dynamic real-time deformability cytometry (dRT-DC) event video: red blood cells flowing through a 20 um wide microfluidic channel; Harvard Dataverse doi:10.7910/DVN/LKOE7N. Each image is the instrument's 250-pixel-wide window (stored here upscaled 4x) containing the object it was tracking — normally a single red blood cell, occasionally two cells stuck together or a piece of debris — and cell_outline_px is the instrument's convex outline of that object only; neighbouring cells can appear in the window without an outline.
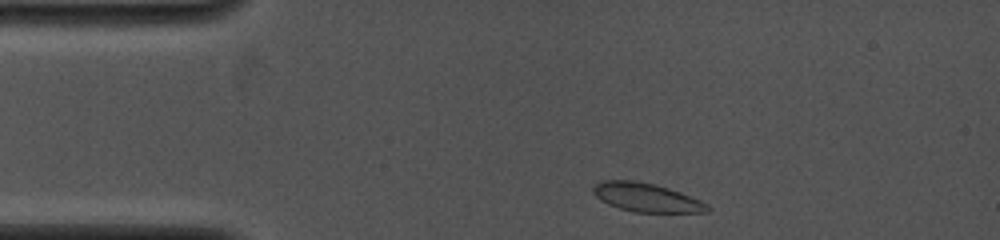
{"species": "common noctule bat (a hibernating species)", "species_latin": "Nyctalus noctula", "temperature_condition": "cold", "stored_images_in_passage": 54, "camera_frame_rate_fps": 4000, "um_per_image_px": 0.085, "animal": {"sex": "female", "body_mass_g": 19.0, "forearm_length_mm": 53.3}, "frame": {"image": 1, "passage_image": 2, "time_ms": 0.25, "image_size_px": [1000, 240], "cell_outline_px": [[712, 208], [708, 212], [636, 212], [620, 208], [608, 204], [600, 200], [592, 192], [592, 188], [600, 180], [632, 180], [656, 184], [680, 192], [700, 200], [708, 204]], "centroid_in_image_um": [54.94, 16.78], "position_along_channel_um": 30.1, "area_um2": 19.13}}
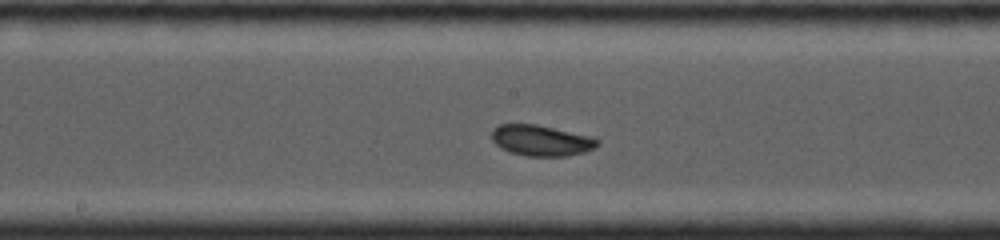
{"frame": {"image": 2, "passage_image": 28, "time_ms": 5.5, "image_size_px": [1000, 240], "cell_outline_px": [[600, 144], [596, 148], [584, 152], [568, 156], [528, 156], [508, 152], [500, 148], [492, 140], [492, 128], [500, 124], [536, 124], [596, 136], [600, 140]], "centroid_in_image_um": [46.06, 11.93], "position_along_channel_um": 202.1, "area_um2": 19.48}}
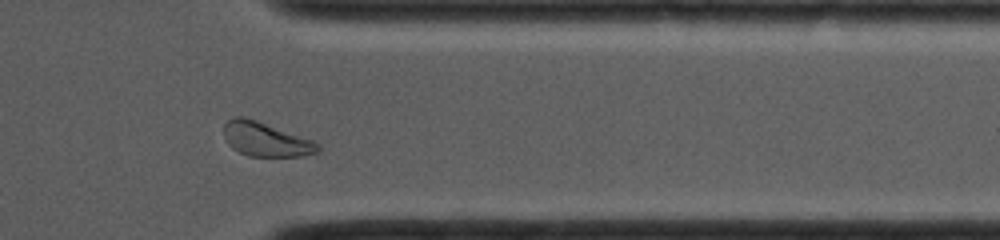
{"frame": {"image": 3, "passage_image": 49, "time_ms": 10.0, "image_size_px": [1000, 240], "cell_outline_px": [[320, 152], [304, 156], [248, 156], [232, 148], [228, 144], [224, 136], [224, 124], [228, 120], [236, 116], [244, 116], [316, 140], [320, 144]], "centroid_in_image_um": [22.64, 11.84], "position_along_channel_um": 388.8, "area_um2": 19.02}, "authors_computed_cell_mechanics": {"area_um2": 19.1029, "velocity_mm_per_s": 4.1333, "shape_relaxation_time_tau1_ms": 7.8265, "shape_relaxation_time_tau2_ms": null, "deformation_change_tau1": 0.1593, "deformation_change_tau2": null}}